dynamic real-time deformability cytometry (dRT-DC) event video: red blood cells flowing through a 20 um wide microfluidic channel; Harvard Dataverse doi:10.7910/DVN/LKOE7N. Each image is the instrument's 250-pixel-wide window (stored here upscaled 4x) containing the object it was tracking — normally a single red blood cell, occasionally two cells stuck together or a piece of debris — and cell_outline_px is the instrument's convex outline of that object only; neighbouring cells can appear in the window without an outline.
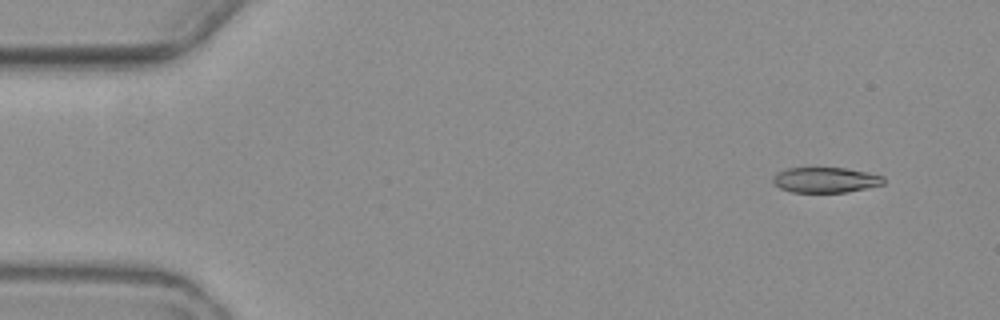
{"species": "common noctule bat (a hibernating species)", "species_latin": "Nyctalus noctula", "temperature_condition": "warm", "stored_images_in_passage": 15, "camera_frame_rate_fps": 3000, "um_per_image_px": 0.085, "animal": {"sex": "female", "body_mass_g": 19.3, "forearm_length_mm": 54.1}, "frame": {"image": 1, "passage_image": 2, "time_ms": 1.0, "image_size_px": [1000, 320], "cell_outline_px": [[884, 184], [848, 192], [792, 192], [780, 188], [772, 180], [776, 172], [788, 168], [844, 168], [868, 172], [884, 176]], "centroid_in_image_um": [70.18, 15.29], "position_along_channel_um": 14.8, "area_um2": 16.3}}
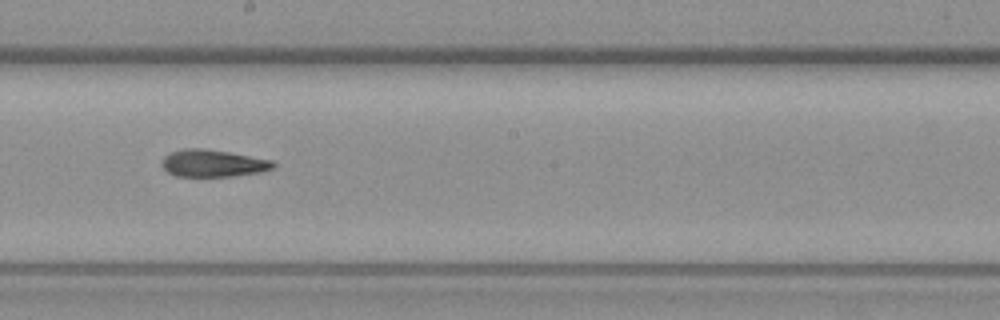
{"frame": {"image": 2, "passage_image": 9, "time_ms": 10.333, "image_size_px": [1000, 320], "cell_outline_px": [[276, 164], [272, 168], [260, 172], [232, 176], [176, 176], [168, 172], [160, 164], [164, 156], [172, 152], [184, 148], [204, 148], [228, 152], [272, 160]], "centroid_in_image_um": [18.07, 13.87], "position_along_channel_um": 230.1, "area_um2": 17.51}}
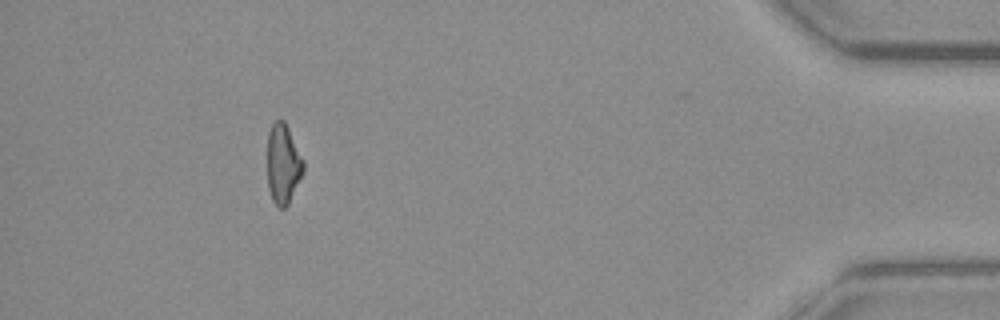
{"frame": {"image": 3, "passage_image": 14, "time_ms": 17.333, "image_size_px": [1000, 320], "cell_outline_px": [[304, 172], [288, 204], [284, 208], [280, 208], [272, 200], [268, 188], [268, 132], [272, 124], [276, 120], [284, 120], [304, 160]], "centroid_in_image_um": [24.07, 13.94], "position_along_channel_um": 411.1, "area_um2": 16.7}, "authors_computed_cell_mechanics": {"area_um2": 17.2244, "velocity_mm_per_s": 3.5058, "shape_relaxation_time_tau1_ms": null, "shape_relaxation_time_tau2_ms": 2.9206, "deformation_change_tau1": null, "deformation_change_tau2": 0.1025}}